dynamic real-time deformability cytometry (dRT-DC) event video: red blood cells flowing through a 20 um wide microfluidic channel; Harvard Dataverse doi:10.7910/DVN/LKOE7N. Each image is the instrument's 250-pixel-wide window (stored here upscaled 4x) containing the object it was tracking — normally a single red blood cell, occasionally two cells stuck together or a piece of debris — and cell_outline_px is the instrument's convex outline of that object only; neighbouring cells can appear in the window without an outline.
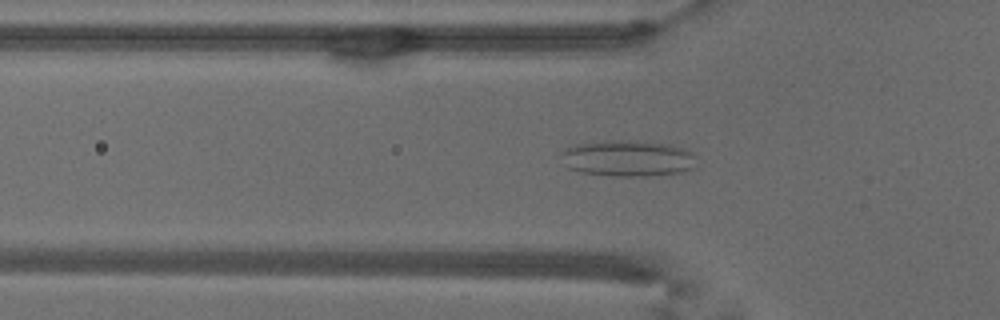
{"species": "common noctule bat (a hibernating species)", "species_latin": "Nyctalus noctula", "temperature_condition": "warm", "stored_images_in_passage": 52, "camera_frame_rate_fps": 3000, "um_per_image_px": 0.085, "animal": {"sex": "male", "body_mass_g": 18.8}, "frame": {"image": 1, "passage_image": 17, "time_ms": 5.333, "image_size_px": [1000, 320], "cell_outline_px": [[700, 164], [696, 168], [680, 172], [644, 176], [612, 176], [580, 172], [568, 168], [556, 156], [560, 152], [576, 144], [604, 140], [636, 140], [672, 144], [692, 152]], "centroid_in_image_um": [53.36, 13.45], "position_along_channel_um": 72.4, "area_um2": 29.3}}
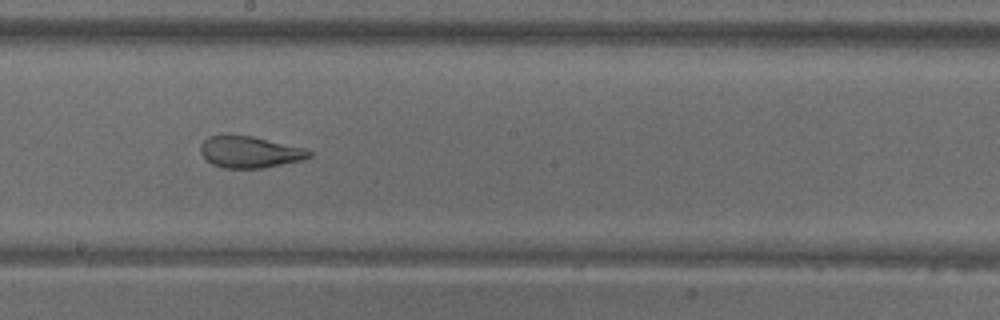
{"frame": {"image": 2, "passage_image": 29, "time_ms": 9.333, "image_size_px": [1000, 320], "cell_outline_px": [[312, 156], [304, 160], [260, 168], [224, 168], [212, 164], [200, 152], [200, 144], [208, 136], [228, 132], [252, 136], [308, 148], [312, 152]], "centroid_in_image_um": [21.23, 12.88], "position_along_channel_um": 227.0, "area_um2": 20.58}}
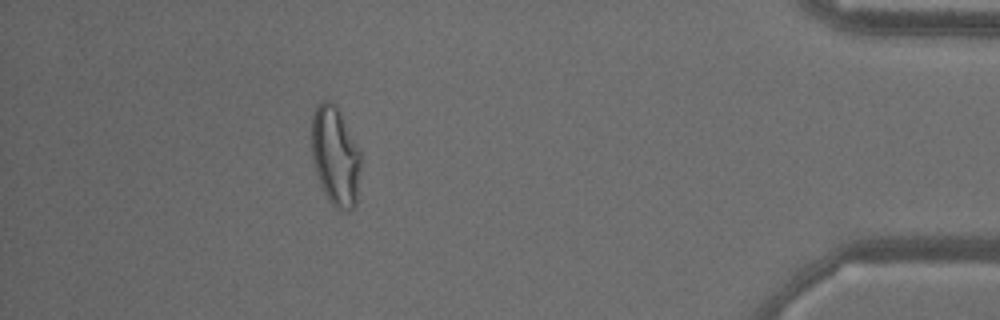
{"frame": {"image": 3, "passage_image": 47, "time_ms": 15.333, "image_size_px": [1000, 320], "cell_outline_px": [[360, 164], [356, 208], [348, 212], [336, 208], [328, 200], [320, 184], [312, 160], [312, 116], [316, 104], [320, 100], [332, 100], [336, 104], [360, 148]], "centroid_in_image_um": [28.51, 13.25], "position_along_channel_um": 406.7, "area_um2": 28.96}, "authors_computed_cell_mechanics": {"area_um2": 26.8192, "velocity_mm_per_s": 3.8302, "shape_relaxation_time_tau1_ms": null, "shape_relaxation_time_tau2_ms": 1.3466, "deformation_change_tau1": null, "deformation_change_tau2": 0.0976}}